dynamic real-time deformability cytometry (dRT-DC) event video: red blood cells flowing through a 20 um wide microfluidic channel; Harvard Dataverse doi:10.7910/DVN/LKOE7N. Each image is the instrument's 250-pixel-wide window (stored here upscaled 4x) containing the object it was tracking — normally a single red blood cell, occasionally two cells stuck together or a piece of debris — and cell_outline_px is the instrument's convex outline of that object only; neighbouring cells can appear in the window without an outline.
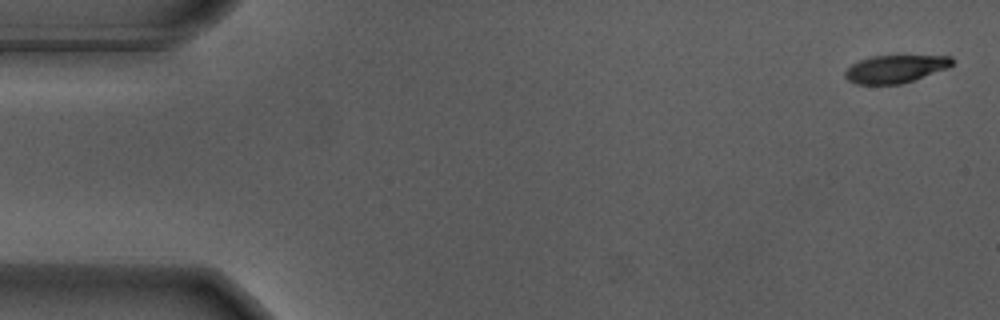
{"species": "Egyptian fruit bat (a non-hibernating species)", "species_latin": "Rousettus aegyptiacus", "temperature_condition": "warm", "stored_images_in_passage": 13, "camera_frame_rate_fps": 3000, "um_per_image_px": 0.085, "animal": {"sex": "male"}, "frame": {"image": 1, "passage_image": 1, "time_ms": 0.0, "image_size_px": [1000, 320], "cell_outline_px": [[956, 60], [948, 68], [900, 84], [856, 84], [848, 80], [844, 76], [844, 72], [852, 64], [860, 60], [872, 56], [952, 56]], "centroid_in_image_um": [76.11, 5.85], "position_along_channel_um": 8.9, "area_um2": 17.17}}